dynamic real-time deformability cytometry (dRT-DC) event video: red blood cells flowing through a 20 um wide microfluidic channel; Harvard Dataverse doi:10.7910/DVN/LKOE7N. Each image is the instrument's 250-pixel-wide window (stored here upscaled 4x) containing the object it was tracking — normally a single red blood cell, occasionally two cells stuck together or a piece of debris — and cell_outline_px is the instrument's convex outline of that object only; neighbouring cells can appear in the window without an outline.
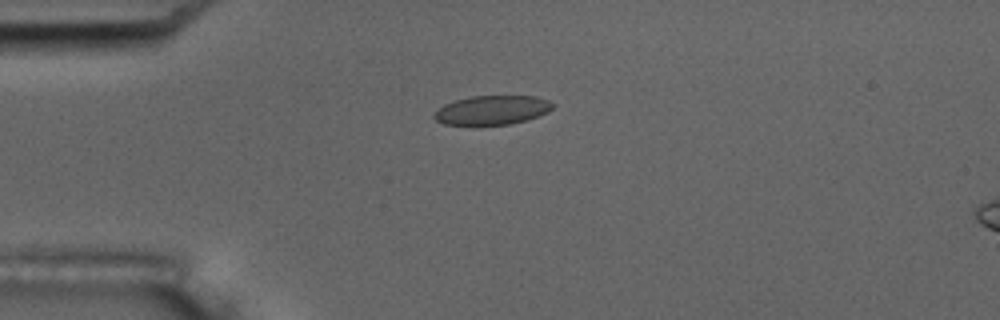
{"species": "common noctule bat (a hibernating species)", "species_latin": "Nyctalus noctula", "temperature_condition": "room temperature", "stored_images_in_passage": 4, "camera_frame_rate_fps": 3000, "um_per_image_px": 0.085, "animal": {"sex": "male", "body_mass_g": 17.5, "forearm_length_mm": 52.3}, "frame": {"image": 1, "passage_image": 1, "time_ms": 0.0, "image_size_px": [1000, 320], "cell_outline_px": [[556, 104], [548, 112], [524, 120], [508, 124], [444, 124], [436, 120], [432, 116], [444, 104], [456, 100], [472, 96], [536, 96], [548, 100]], "centroid_in_image_um": [41.85, 9.34], "position_along_channel_um": 43.2, "area_um2": 19.77}}